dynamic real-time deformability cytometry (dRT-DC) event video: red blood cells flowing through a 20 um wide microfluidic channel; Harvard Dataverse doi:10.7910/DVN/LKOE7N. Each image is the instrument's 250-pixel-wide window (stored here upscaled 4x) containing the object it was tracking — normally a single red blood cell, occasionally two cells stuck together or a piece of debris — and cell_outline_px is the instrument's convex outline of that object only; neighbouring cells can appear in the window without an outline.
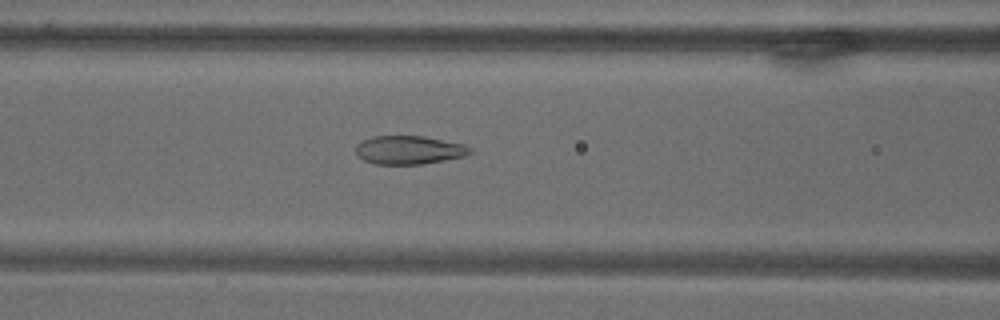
{"species": "common noctule bat (a hibernating species)", "species_latin": "Nyctalus noctula", "temperature_condition": "warm", "stored_images_in_passage": 72, "camera_frame_rate_fps": 3000, "um_per_image_px": 0.085, "animal": {"sex": "male", "body_mass_g": 18.8}, "frame": {"image": 1, "passage_image": 31, "time_ms": 10.0, "image_size_px": [1000, 320], "cell_outline_px": [[472, 152], [464, 156], [444, 160], [420, 164], [376, 164], [364, 160], [356, 156], [356, 144], [372, 136], [424, 136], [464, 144], [472, 148]], "centroid_in_image_um": [34.75, 12.74], "position_along_channel_um": 131.8, "area_um2": 18.96}}
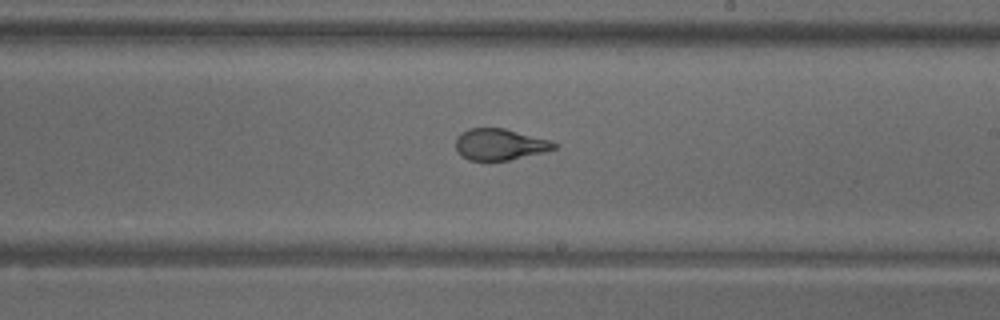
{"frame": {"image": 2, "passage_image": 43, "time_ms": 14.0, "image_size_px": [1000, 320], "cell_outline_px": [[560, 144], [556, 148], [544, 152], [508, 160], [468, 160], [460, 156], [456, 148], [456, 136], [460, 132], [468, 128], [504, 128], [552, 140]], "centroid_in_image_um": [42.49, 12.26], "position_along_channel_um": 246.5, "area_um2": 18.21}}
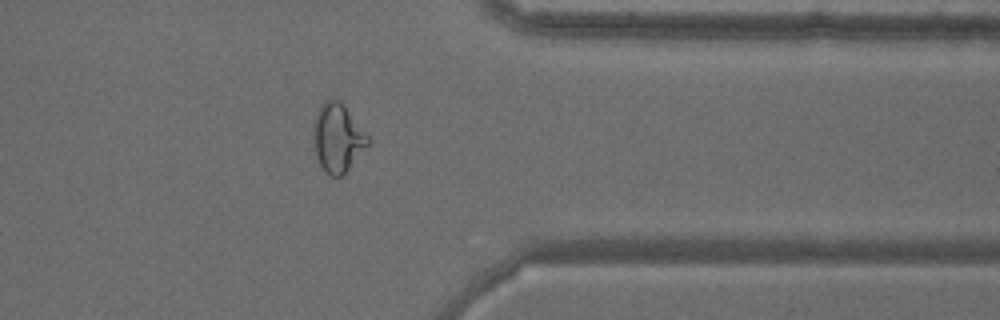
{"frame": {"image": 3, "passage_image": 58, "time_ms": 19.0, "image_size_px": [1000, 320], "cell_outline_px": [[372, 144], [340, 176], [332, 176], [324, 172], [316, 156], [316, 112], [320, 104], [324, 100], [340, 100], [344, 104], [372, 140]], "centroid_in_image_um": [28.78, 11.71], "position_along_channel_um": 382.6, "area_um2": 21.44}}